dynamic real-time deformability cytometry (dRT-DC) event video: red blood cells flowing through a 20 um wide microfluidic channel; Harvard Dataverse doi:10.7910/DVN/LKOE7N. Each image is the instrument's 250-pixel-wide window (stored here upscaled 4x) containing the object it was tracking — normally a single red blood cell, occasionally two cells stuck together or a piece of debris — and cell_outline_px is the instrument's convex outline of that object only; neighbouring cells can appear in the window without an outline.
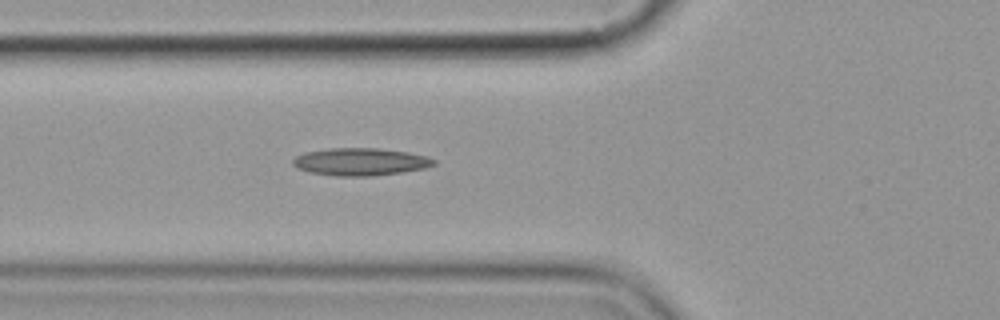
{"species": "common noctule bat (a hibernating species)", "species_latin": "Nyctalus noctula", "temperature_condition": "cold", "stored_images_in_passage": 5, "camera_frame_rate_fps": 3000, "um_per_image_px": 0.085, "animal": {"sex": "female", "body_mass_g": 19.9}, "frame": {"image": 1, "passage_image": 5, "time_ms": 4.667, "image_size_px": [1000, 320], "cell_outline_px": [[436, 164], [424, 168], [400, 172], [372, 176], [336, 176], [308, 172], [296, 168], [292, 164], [292, 160], [296, 156], [304, 152], [328, 148], [380, 148], [408, 152], [428, 156], [436, 160]], "centroid_in_image_um": [30.61, 13.74], "position_along_channel_um": 95.2, "area_um2": 22.77}}